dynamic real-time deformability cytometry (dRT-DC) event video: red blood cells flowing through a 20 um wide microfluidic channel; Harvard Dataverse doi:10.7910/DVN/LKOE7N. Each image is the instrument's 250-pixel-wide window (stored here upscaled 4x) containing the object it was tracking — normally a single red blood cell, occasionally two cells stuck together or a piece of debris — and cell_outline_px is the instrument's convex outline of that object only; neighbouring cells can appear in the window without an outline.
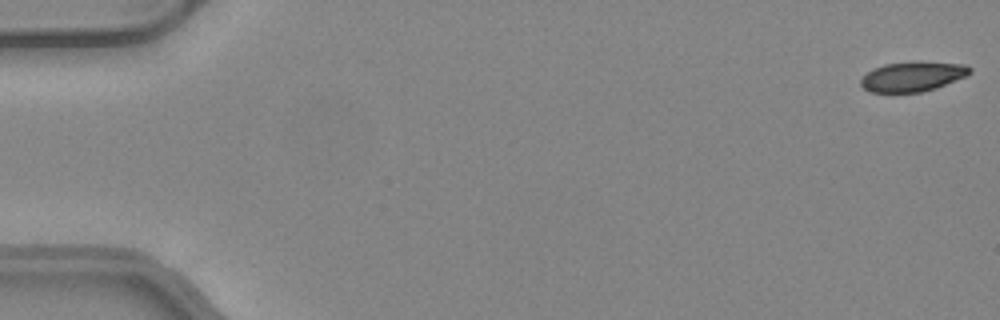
{"species": "common noctule bat (a hibernating species)", "species_latin": "Nyctalus noctula", "temperature_condition": "warm", "stored_images_in_passage": 50, "camera_frame_rate_fps": 3000, "um_per_image_px": 0.085, "animal": {"sex": "female", "body_mass_g": 24.6, "forearm_length_mm": 56.2}, "frame": {"image": 1, "passage_image": 1, "time_ms": 0.0, "image_size_px": [1000, 320], "cell_outline_px": [[972, 72], [968, 76], [936, 88], [920, 92], [872, 92], [864, 88], [860, 84], [860, 80], [872, 68], [884, 64], [916, 60], [920, 60], [964, 64], [972, 68]], "centroid_in_image_um": [77.62, 6.47], "position_along_channel_um": 7.4, "area_um2": 19.36}}
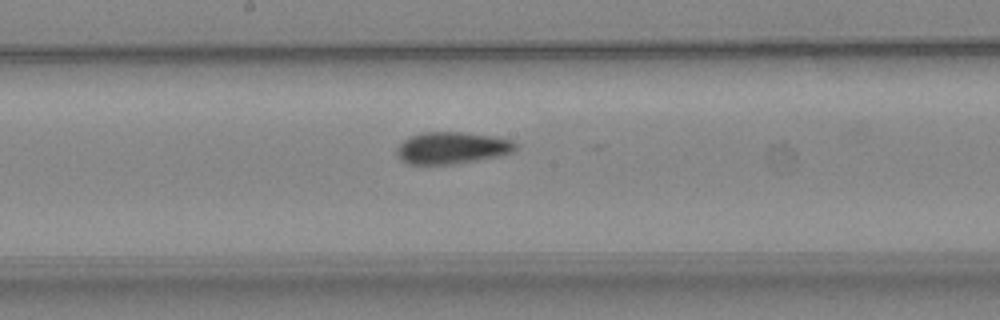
{"frame": {"image": 2, "passage_image": 27, "time_ms": 8.667, "image_size_px": [1000, 320], "cell_outline_px": [[516, 148], [512, 152], [496, 156], [452, 164], [408, 164], [400, 160], [396, 152], [396, 148], [404, 140], [412, 136], [424, 132], [460, 132], [496, 136], [512, 140], [516, 144]], "centroid_in_image_um": [38.39, 12.56], "position_along_channel_um": 209.8, "area_um2": 21.85}}
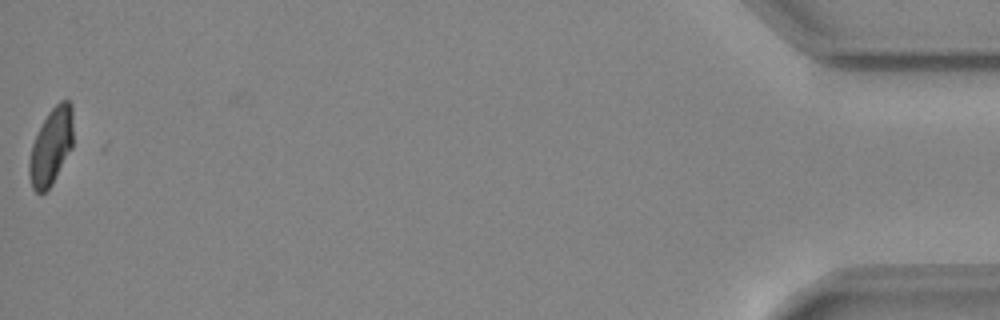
{"frame": {"image": 3, "passage_image": 50, "time_ms": 16.333, "image_size_px": [1000, 320], "cell_outline_px": [[72, 148], [52, 184], [44, 192], [36, 192], [32, 188], [28, 172], [28, 160], [32, 144], [48, 112], [60, 100], [68, 100], [72, 104]], "centroid_in_image_um": [4.34, 12.46], "position_along_channel_um": 430.9, "area_um2": 19.54}}